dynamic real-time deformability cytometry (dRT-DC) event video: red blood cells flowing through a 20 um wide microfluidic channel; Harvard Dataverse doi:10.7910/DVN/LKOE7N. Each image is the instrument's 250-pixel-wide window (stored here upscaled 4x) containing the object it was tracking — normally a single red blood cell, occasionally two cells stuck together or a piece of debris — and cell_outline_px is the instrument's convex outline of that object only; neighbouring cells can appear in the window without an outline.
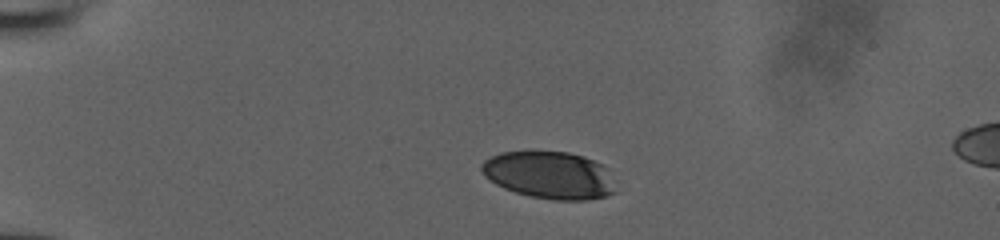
{"species": "human", "species_latin": "Homo sapiens", "temperature_condition": "room temperature", "stored_images_in_passage": 36, "camera_frame_rate_fps": 3000, "um_per_image_px": 0.085, "donor": {"sex": "male"}, "frame": {"image": 1, "passage_image": 1, "time_ms": 0.0, "image_size_px": [1000, 240], "cell_outline_px": [[616, 192], [608, 196], [588, 200], [556, 200], [532, 196], [516, 192], [504, 188], [496, 184], [484, 176], [480, 168], [480, 164], [484, 160], [500, 152], [568, 152], [584, 156], [608, 168]], "centroid_in_image_um": [46.71, 14.89], "position_along_channel_um": 38.3, "area_um2": 36.93}}
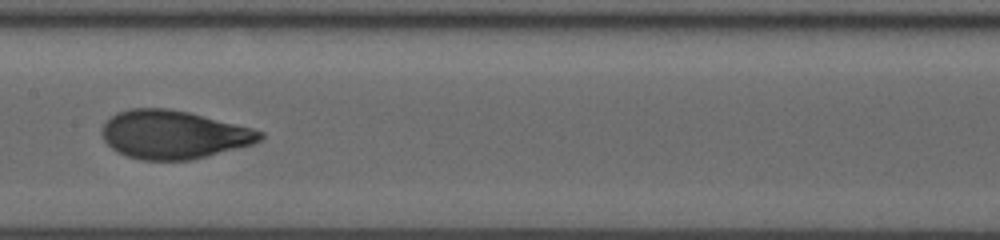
{"frame": {"image": 2, "passage_image": 17, "time_ms": 5.333, "image_size_px": [1000, 240], "cell_outline_px": [[264, 136], [260, 140], [252, 144], [192, 160], [140, 160], [116, 152], [104, 140], [100, 132], [100, 128], [116, 112], [128, 108], [168, 108], [188, 112], [252, 128], [264, 132]], "centroid_in_image_um": [14.71, 11.44], "position_along_channel_um": 192.7, "area_um2": 44.56}}
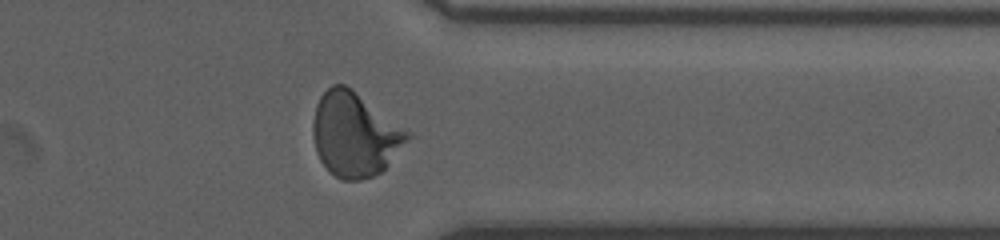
{"frame": {"image": 3, "passage_image": 31, "time_ms": 10.0, "image_size_px": [1000, 240], "cell_outline_px": [[412, 136], [388, 164], [380, 172], [372, 176], [360, 180], [344, 180], [328, 172], [320, 160], [316, 152], [312, 136], [312, 120], [316, 104], [320, 96], [332, 84], [344, 84], [352, 88], [412, 132]], "centroid_in_image_um": [30.14, 11.41], "position_along_channel_um": 381.3, "area_um2": 46.76}}